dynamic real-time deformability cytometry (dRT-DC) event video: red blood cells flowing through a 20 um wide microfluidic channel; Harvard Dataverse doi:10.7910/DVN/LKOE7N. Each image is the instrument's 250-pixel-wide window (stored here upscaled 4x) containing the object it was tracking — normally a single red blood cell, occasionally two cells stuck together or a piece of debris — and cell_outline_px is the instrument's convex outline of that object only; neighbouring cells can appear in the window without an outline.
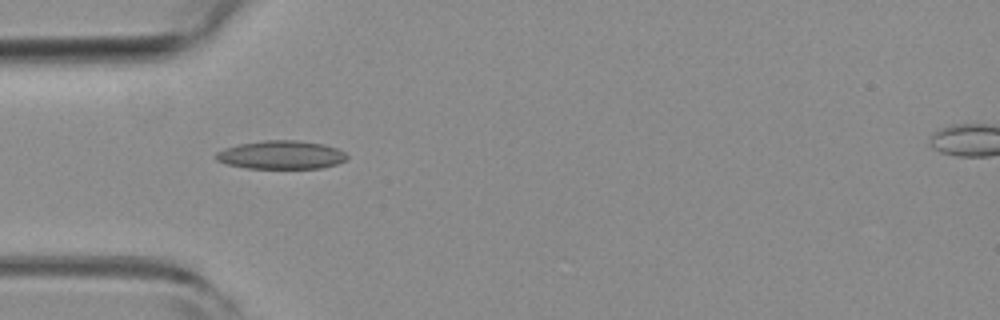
{"species": "common noctule bat (a hibernating species)", "species_latin": "Nyctalus noctula", "temperature_condition": "room temperature", "stored_images_in_passage": 6, "camera_frame_rate_fps": 3000, "um_per_image_px": 0.085, "animal": {"sex": "female", "body_mass_g": 19.3, "forearm_length_mm": 54.1}, "frame": {"image": 1, "passage_image": 5, "time_ms": 1.333, "image_size_px": [1000, 320], "cell_outline_px": [[348, 156], [344, 160], [336, 164], [320, 168], [248, 168], [224, 164], [216, 160], [216, 152], [224, 148], [236, 144], [264, 140], [296, 140], [324, 144], [336, 148], [344, 152]], "centroid_in_image_um": [23.85, 13.16], "position_along_channel_um": 61.2, "area_um2": 21.73}}
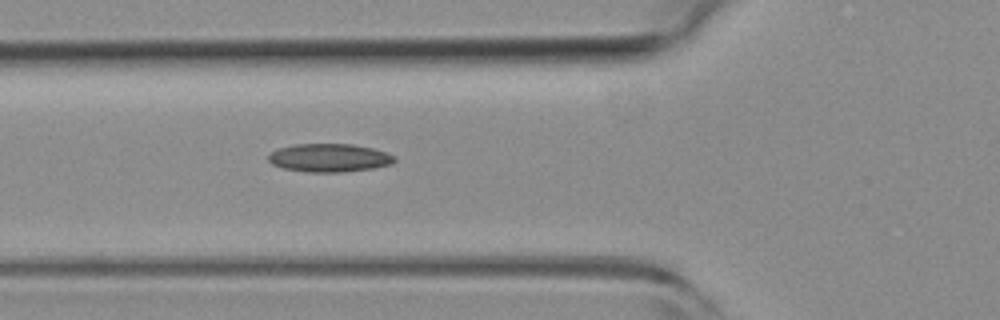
{"frame": {"image": 2, "passage_image": 6, "time_ms": 1.667, "image_size_px": [1000, 320], "cell_outline_px": [[396, 160], [392, 164], [372, 168], [340, 172], [304, 172], [284, 168], [272, 164], [268, 160], [268, 156], [276, 148], [292, 144], [352, 144], [372, 148], [388, 152], [396, 156]], "centroid_in_image_um": [27.99, 13.41], "position_along_channel_um": 97.8, "area_um2": 20.92}}